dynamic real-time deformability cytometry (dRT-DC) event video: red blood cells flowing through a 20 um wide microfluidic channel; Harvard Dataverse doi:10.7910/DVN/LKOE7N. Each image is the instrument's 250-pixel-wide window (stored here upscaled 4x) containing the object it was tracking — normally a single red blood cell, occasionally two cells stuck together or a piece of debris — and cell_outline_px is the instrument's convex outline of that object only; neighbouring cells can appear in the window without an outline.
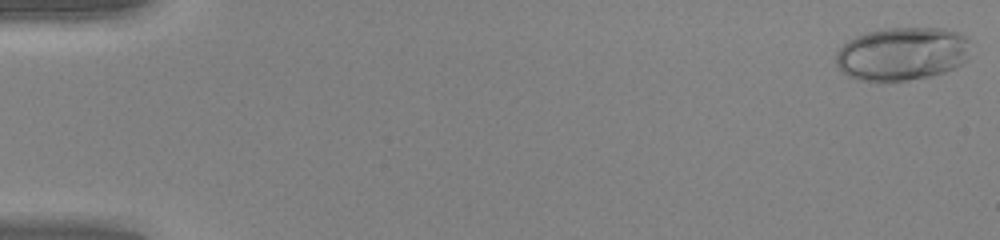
{"species": "human", "species_latin": "Homo sapiens", "temperature_condition": "warm", "stored_images_in_passage": 49, "camera_frame_rate_fps": 3000, "um_per_image_px": 0.085, "donor": {"sex": "female"}, "frame": {"image": 1, "passage_image": 1, "time_ms": 0.0, "image_size_px": [1000, 240], "cell_outline_px": [[968, 60], [944, 72], [928, 76], [908, 80], [856, 80], [848, 76], [836, 64], [836, 52], [848, 40], [856, 36], [868, 32], [884, 28], [944, 28], [956, 32], [964, 36], [968, 40]], "centroid_in_image_um": [76.67, 4.56], "position_along_channel_um": 8.3, "area_um2": 41.5}}
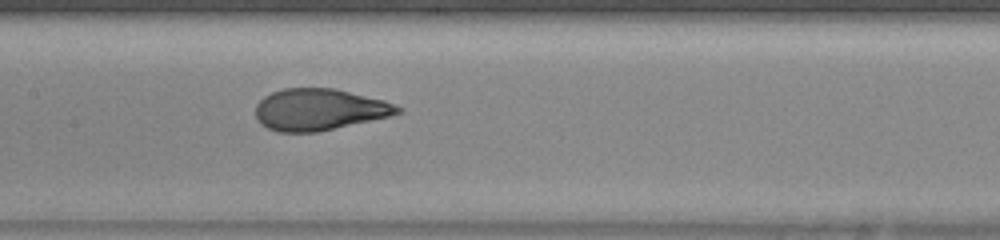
{"frame": {"image": 2, "passage_image": 25, "time_ms": 8.0, "image_size_px": [1000, 240], "cell_outline_px": [[404, 112], [388, 116], [316, 132], [280, 132], [268, 128], [260, 124], [256, 120], [256, 104], [264, 96], [272, 92], [284, 88], [336, 88], [384, 100], [404, 108]], "centroid_in_image_um": [27.12, 9.3], "position_along_channel_um": 180.3, "area_um2": 34.39}}
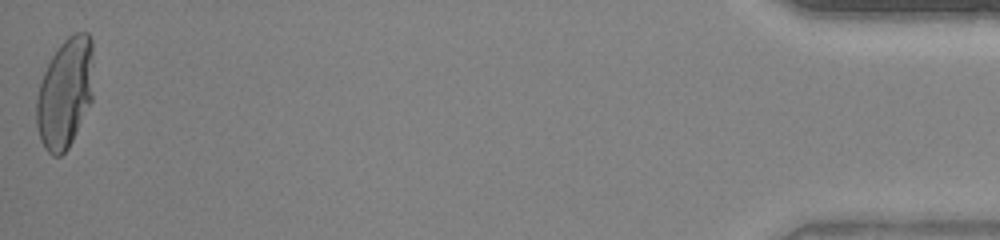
{"frame": {"image": 3, "passage_image": 49, "time_ms": 16.0, "image_size_px": [1000, 240], "cell_outline_px": [[92, 100], [68, 148], [60, 156], [52, 156], [44, 148], [40, 140], [36, 124], [36, 96], [44, 72], [52, 56], [60, 44], [68, 36], [76, 32], [88, 32], [92, 40]], "centroid_in_image_um": [5.52, 7.91], "position_along_channel_um": 429.7, "area_um2": 36.53}, "authors_computed_cell_mechanics": {"area_um2": 35.3736, "velocity_mm_per_s": 4.2482, "shape_relaxation_time_tau1_ms": 6.1269, "shape_relaxation_time_tau2_ms": null, "deformation_change_tau1": 0.3088, "deformation_change_tau2": null}}